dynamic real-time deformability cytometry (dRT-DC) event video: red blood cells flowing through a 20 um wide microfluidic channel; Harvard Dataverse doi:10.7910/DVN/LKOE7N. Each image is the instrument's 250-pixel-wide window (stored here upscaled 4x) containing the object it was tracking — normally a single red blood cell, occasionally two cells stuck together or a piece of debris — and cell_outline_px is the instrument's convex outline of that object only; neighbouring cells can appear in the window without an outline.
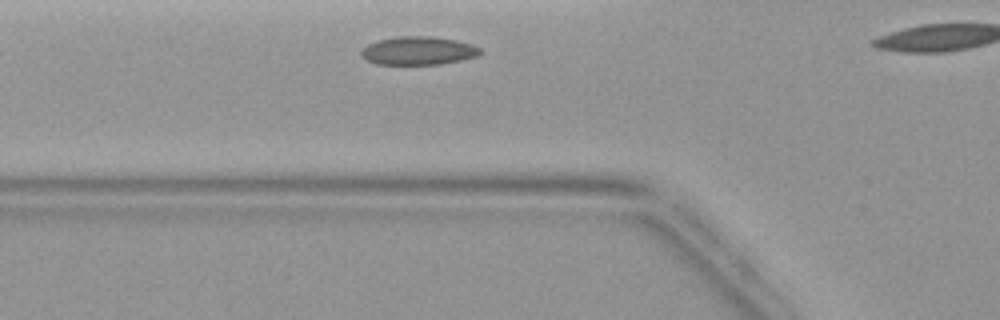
{"species": "common noctule bat (a hibernating species)", "species_latin": "Nyctalus noctula", "temperature_condition": "warm", "stored_images_in_passage": 3, "camera_frame_rate_fps": 3000, "um_per_image_px": 0.085, "animal": {"sex": "female", "body_mass_g": 19.9}, "frame": {"image": 1, "passage_image": 2, "time_ms": 1.333, "image_size_px": [1000, 320], "cell_outline_px": [[484, 52], [476, 56], [460, 60], [440, 64], [376, 64], [360, 56], [360, 52], [368, 44], [376, 40], [396, 36], [432, 36], [456, 40], [472, 44], [480, 48]], "centroid_in_image_um": [35.55, 4.3], "position_along_channel_um": 90.2, "area_um2": 19.71}}